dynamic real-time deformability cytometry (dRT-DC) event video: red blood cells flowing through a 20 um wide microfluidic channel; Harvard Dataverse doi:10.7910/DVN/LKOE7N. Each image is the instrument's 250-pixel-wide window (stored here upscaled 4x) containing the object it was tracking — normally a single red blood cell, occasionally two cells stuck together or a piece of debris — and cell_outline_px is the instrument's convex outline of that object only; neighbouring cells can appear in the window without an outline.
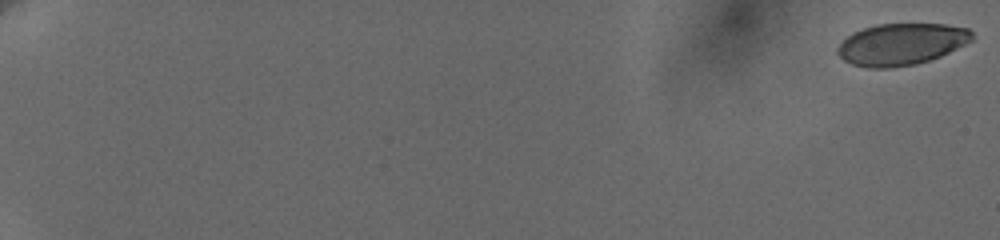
{"species": "human", "species_latin": "Homo sapiens", "temperature_condition": "cold", "stored_images_in_passage": 51, "camera_frame_rate_fps": 3000, "um_per_image_px": 0.085, "donor": {"sex": "female"}, "frame": {"image": 1, "passage_image": 1, "time_ms": 0.0, "image_size_px": [1000, 240], "cell_outline_px": [[972, 40], [940, 56], [916, 64], [888, 68], [868, 68], [852, 64], [844, 60], [836, 52], [836, 48], [852, 32], [876, 24], [944, 24], [968, 28], [972, 32]], "centroid_in_image_um": [76.58, 3.75], "position_along_channel_um": 8.4, "area_um2": 32.48}}
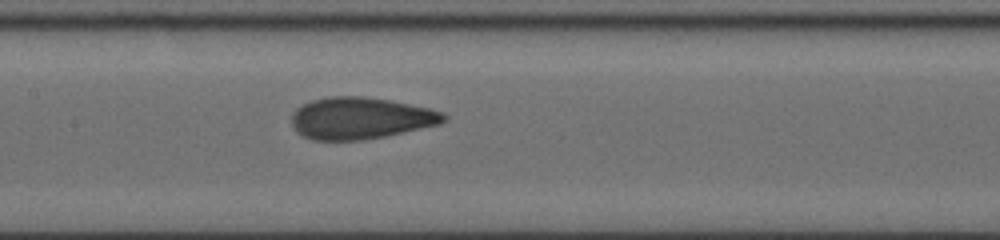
{"frame": {"image": 2, "passage_image": 28, "time_ms": 11.0, "image_size_px": [1000, 240], "cell_outline_px": [[448, 116], [440, 124], [384, 136], [360, 140], [312, 140], [296, 132], [292, 124], [292, 112], [296, 108], [312, 100], [328, 96], [364, 96], [388, 100], [428, 108], [444, 112]], "centroid_in_image_um": [30.61, 10.04], "position_along_channel_um": 176.8, "area_um2": 36.88}}
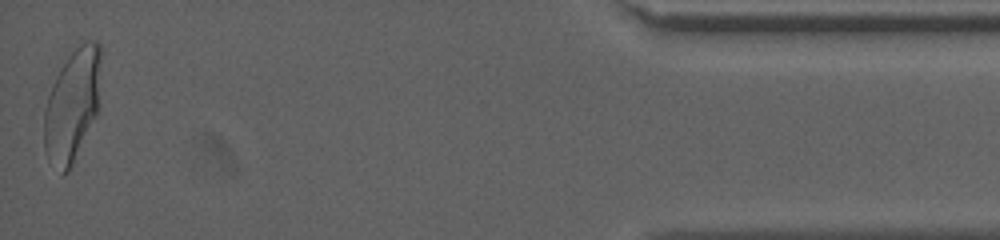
{"frame": {"image": 3, "passage_image": 51, "time_ms": 19.667, "image_size_px": [1000, 240], "cell_outline_px": [[104, 52], [96, 112], [72, 164], [68, 172], [64, 172], [44, 148], [44, 108], [52, 84], [60, 68], [68, 56], [80, 44], [88, 40], [96, 40], [100, 44]], "centroid_in_image_um": [6.18, 8.75], "position_along_channel_um": 429.0, "area_um2": 36.41}, "authors_computed_cell_mechanics": {"area_um2": 36.0094, "velocity_mm_per_s": 3.6602, "shape_relaxation_time_tau1_ms": 4.6708, "shape_relaxation_time_tau2_ms": 0.7311, "deformation_change_tau1": 0.1711, "deformation_change_tau2": 0.0692}}